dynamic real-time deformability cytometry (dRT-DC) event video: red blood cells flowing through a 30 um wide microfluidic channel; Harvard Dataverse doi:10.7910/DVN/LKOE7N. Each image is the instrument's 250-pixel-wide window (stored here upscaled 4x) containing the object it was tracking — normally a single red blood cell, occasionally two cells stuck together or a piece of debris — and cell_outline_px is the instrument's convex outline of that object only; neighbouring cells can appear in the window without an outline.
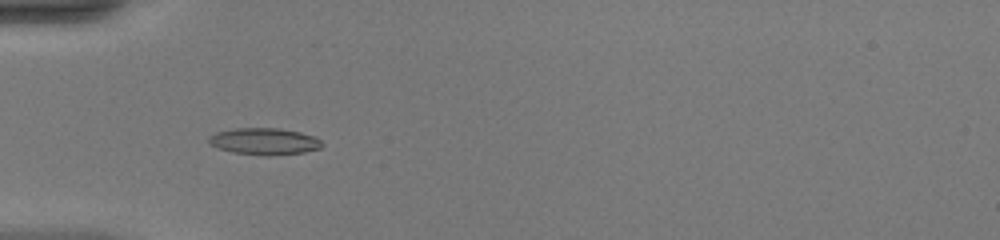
{"species": "common noctule bat (a hibernating species)", "species_latin": "Nyctalus noctula", "temperature_condition": "warm", "stored_images_in_passage": 48, "camera_frame_rate_fps": 3000, "um_per_image_px": 0.085, "animal": {"sex": "female", "body_mass_g": 20.0, "forearm_length_mm": 54.0}, "frame": {"image": 1, "passage_image": 15, "time_ms": 4.667, "image_size_px": [1000, 240], "cell_outline_px": [[324, 144], [320, 148], [304, 152], [268, 156], [232, 152], [208, 144], [208, 136], [216, 132], [236, 128], [280, 128], [300, 132], [312, 136], [320, 140]], "centroid_in_image_um": [22.45, 12.01], "position_along_channel_um": 62.6, "area_um2": 17.63}}
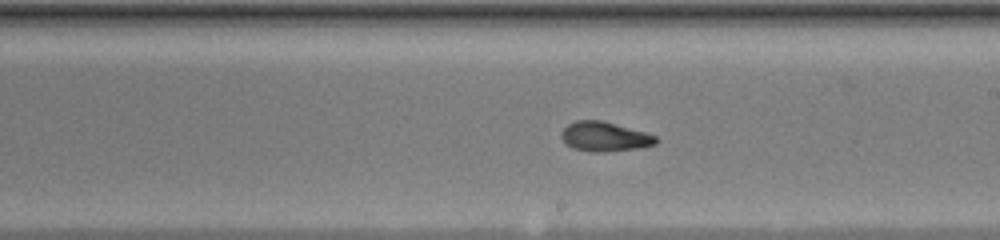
{"frame": {"image": 2, "passage_image": 28, "time_ms": 9.0, "image_size_px": [1000, 240], "cell_outline_px": [[660, 140], [656, 144], [640, 148], [604, 152], [596, 152], [572, 148], [564, 144], [560, 136], [560, 132], [568, 124], [576, 120], [600, 120], [644, 132], [656, 136]], "centroid_in_image_um": [51.37, 11.62], "position_along_channel_um": 237.6, "area_um2": 16.36}}
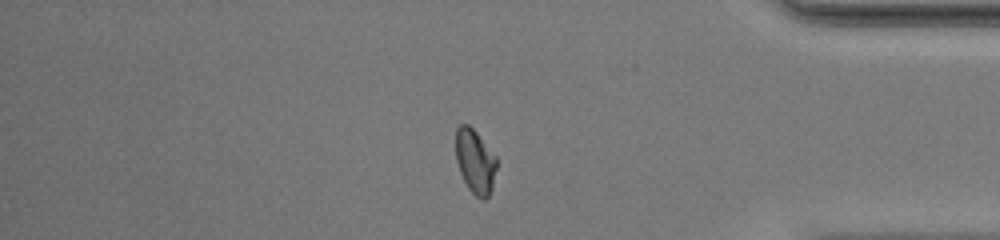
{"frame": {"image": 3, "passage_image": 41, "time_ms": 13.333, "image_size_px": [1000, 240], "cell_outline_px": [[496, 168], [492, 188], [488, 196], [484, 200], [480, 200], [468, 188], [460, 172], [456, 160], [456, 128], [460, 124], [468, 124], [476, 132], [496, 156]], "centroid_in_image_um": [40.38, 13.72], "position_along_channel_um": 394.8, "area_um2": 15.2}, "authors_computed_cell_mechanics": {"area_um2": 15.895, "velocity_mm_per_s": 4.1447, "shape_relaxation_time_tau1_ms": 5.9263, "shape_relaxation_time_tau2_ms": 0.7831, "deformation_change_tau1": 0.2161, "deformation_change_tau2": 0.066}}